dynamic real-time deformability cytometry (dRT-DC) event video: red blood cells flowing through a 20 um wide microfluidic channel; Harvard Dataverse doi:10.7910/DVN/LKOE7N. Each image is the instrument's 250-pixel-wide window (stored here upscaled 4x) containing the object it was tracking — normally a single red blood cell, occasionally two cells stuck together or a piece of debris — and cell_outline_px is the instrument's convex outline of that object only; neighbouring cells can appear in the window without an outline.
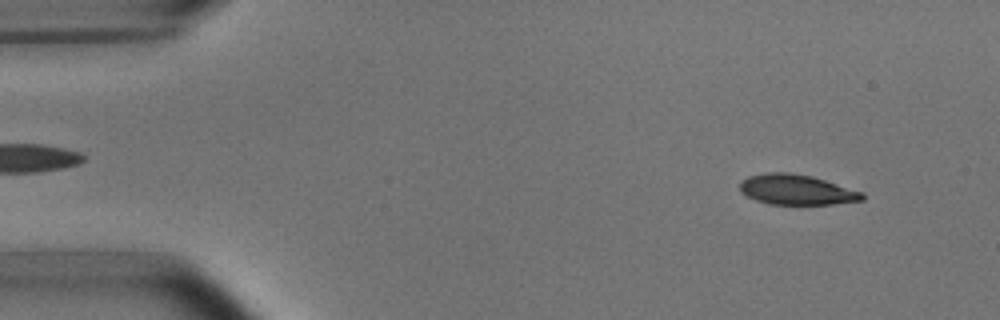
{"species": "common noctule bat (a hibernating species)", "species_latin": "Nyctalus noctula", "temperature_condition": "room temperature", "stored_images_in_passage": 3, "camera_frame_rate_fps": 3000, "um_per_image_px": 0.085, "animal": {"sex": "male", "body_mass_g": 15.6}, "frame": {"image": 1, "passage_image": 1, "time_ms": 0.0, "image_size_px": [1000, 320], "cell_outline_px": [[864, 200], [832, 204], [768, 204], [756, 200], [740, 192], [740, 180], [748, 176], [768, 172], [788, 172], [812, 176], [864, 192]], "centroid_in_image_um": [67.7, 16.12], "position_along_channel_um": 17.3, "area_um2": 21.62}}